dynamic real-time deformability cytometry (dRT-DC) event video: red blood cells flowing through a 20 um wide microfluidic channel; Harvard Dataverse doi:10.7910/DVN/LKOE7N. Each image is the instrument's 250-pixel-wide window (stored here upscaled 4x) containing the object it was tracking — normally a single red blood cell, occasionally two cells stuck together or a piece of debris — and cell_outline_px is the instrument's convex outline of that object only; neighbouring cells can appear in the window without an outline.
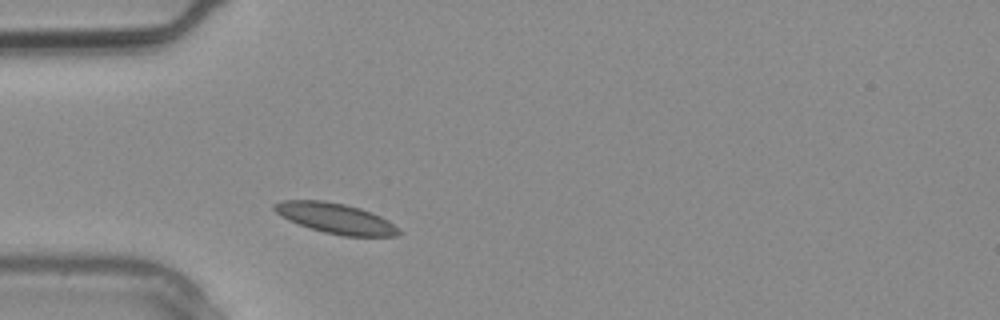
{"species": "common noctule bat (a hibernating species)", "species_latin": "Nyctalus noctula", "temperature_condition": "warm", "stored_images_in_passage": 1, "camera_frame_rate_fps": 3000, "um_per_image_px": 0.085, "animal": {"sex": "male", "body_mass_g": 20.4}, "frame": {"image": 1, "passage_image": 1, "time_ms": 0.0, "image_size_px": [1000, 320], "cell_outline_px": [[400, 232], [396, 236], [344, 236], [324, 232], [288, 220], [280, 216], [272, 208], [272, 204], [280, 200], [324, 200], [344, 204], [360, 208], [372, 212], [388, 220]], "centroid_in_image_um": [28.47, 18.54], "position_along_channel_um": 56.5, "area_um2": 21.85}}